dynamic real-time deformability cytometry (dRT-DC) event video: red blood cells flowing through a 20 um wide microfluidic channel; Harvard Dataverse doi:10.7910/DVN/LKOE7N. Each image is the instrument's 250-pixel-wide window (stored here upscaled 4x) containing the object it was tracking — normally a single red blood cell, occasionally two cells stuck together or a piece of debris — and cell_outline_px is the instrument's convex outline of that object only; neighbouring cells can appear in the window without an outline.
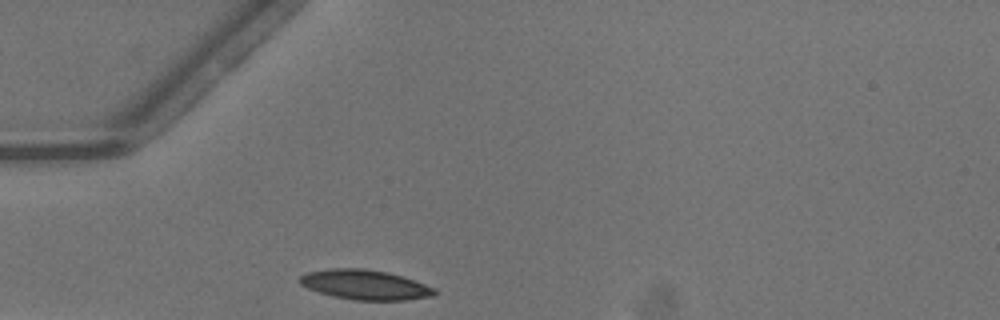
{"species": "common noctule bat (a hibernating species)", "species_latin": "Nyctalus noctula", "temperature_condition": "warm", "stored_images_in_passage": 24, "camera_frame_rate_fps": 3000, "um_per_image_px": 0.085, "animal": {"sex": "male", "body_mass_g": 13.3}, "frame": {"image": 1, "passage_image": 1, "time_ms": 0.0, "image_size_px": [1000, 320], "cell_outline_px": [[436, 292], [432, 296], [404, 300], [356, 300], [332, 296], [308, 288], [300, 284], [296, 280], [300, 276], [308, 272], [332, 268], [360, 268], [388, 272], [436, 288]], "centroid_in_image_um": [30.99, 24.2], "position_along_channel_um": 54.0, "area_um2": 23.18}}
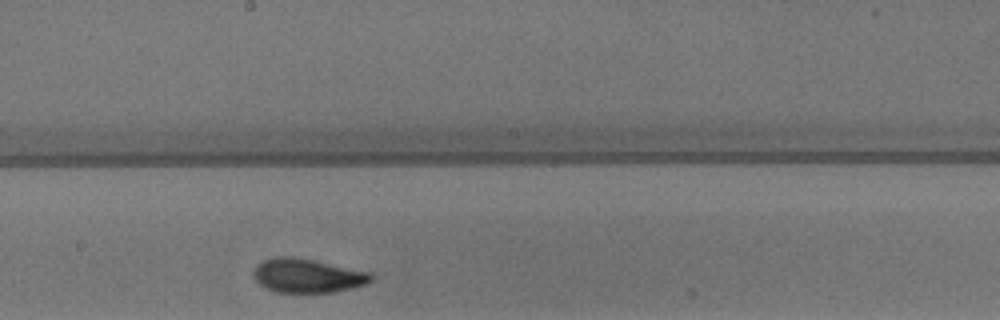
{"frame": {"image": 2, "passage_image": 14, "time_ms": 4.333, "image_size_px": [1000, 320], "cell_outline_px": [[372, 280], [364, 284], [352, 288], [332, 292], [276, 292], [260, 284], [256, 280], [256, 264], [264, 260], [276, 256], [292, 256], [312, 260], [368, 272], [372, 276]], "centroid_in_image_um": [26.12, 23.43], "position_along_channel_um": 222.1, "area_um2": 22.66}}
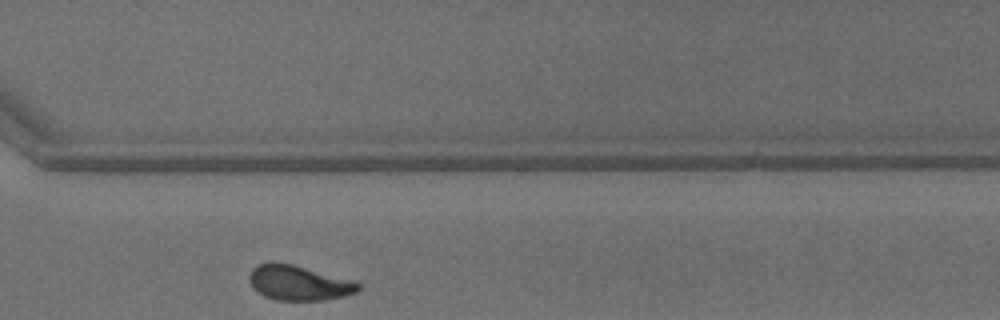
{"frame": {"image": 3, "passage_image": 23, "time_ms": 7.333, "image_size_px": [1000, 320], "cell_outline_px": [[360, 288], [356, 292], [344, 296], [324, 300], [276, 300], [264, 296], [256, 292], [252, 288], [248, 280], [248, 276], [252, 268], [260, 264], [272, 260], [292, 264], [356, 280], [360, 284]], "centroid_in_image_um": [25.37, 24.03], "position_along_channel_um": 345.2, "area_um2": 22.66}}